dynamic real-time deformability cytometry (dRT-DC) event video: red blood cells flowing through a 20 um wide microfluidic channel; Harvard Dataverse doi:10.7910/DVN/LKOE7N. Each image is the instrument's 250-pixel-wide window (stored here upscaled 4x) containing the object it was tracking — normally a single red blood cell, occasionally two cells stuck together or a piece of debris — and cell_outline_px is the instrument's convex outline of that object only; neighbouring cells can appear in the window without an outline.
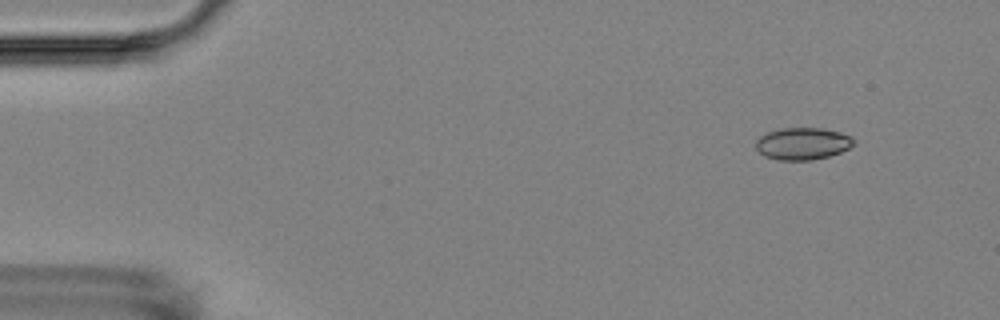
{"species": "Egyptian fruit bat (a non-hibernating species)", "species_latin": "Rousettus aegyptiacus", "temperature_condition": "room temperature", "stored_images_in_passage": 6, "camera_frame_rate_fps": 3000, "um_per_image_px": 0.085, "animal": {"sex": "female"}, "frame": {"image": 1, "passage_image": 2, "time_ms": 1.333, "image_size_px": [1000, 320], "cell_outline_px": [[856, 140], [848, 148], [840, 152], [828, 156], [812, 160], [780, 160], [764, 156], [756, 148], [756, 140], [760, 136], [768, 132], [780, 128], [824, 128], [840, 132], [852, 136]], "centroid_in_image_um": [68.23, 12.2], "position_along_channel_um": 16.8, "area_um2": 18.32}}